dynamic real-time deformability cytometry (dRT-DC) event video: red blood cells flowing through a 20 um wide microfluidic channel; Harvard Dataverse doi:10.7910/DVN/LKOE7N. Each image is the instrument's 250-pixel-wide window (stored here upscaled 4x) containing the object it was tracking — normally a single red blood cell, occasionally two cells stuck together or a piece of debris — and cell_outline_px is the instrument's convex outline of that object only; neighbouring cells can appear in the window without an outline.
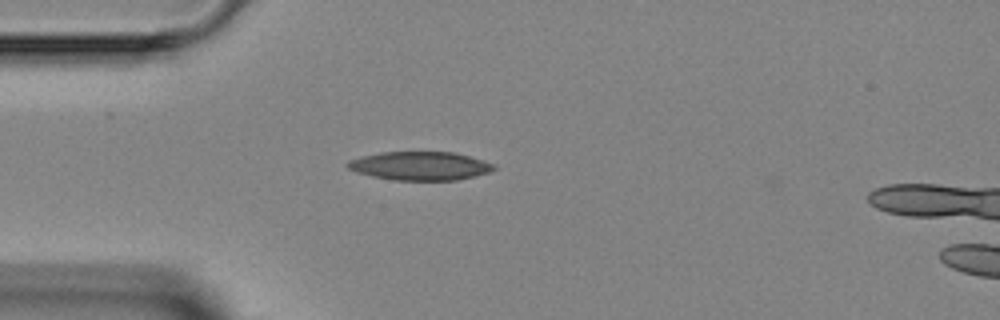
{"species": "Egyptian fruit bat (a non-hibernating species)", "species_latin": "Rousettus aegyptiacus", "temperature_condition": "room temperature", "stored_images_in_passage": 4, "camera_frame_rate_fps": 3000, "um_per_image_px": 0.085, "animal": {"sex": "female"}, "frame": {"image": 1, "passage_image": 3, "time_ms": 2.0, "image_size_px": [1000, 320], "cell_outline_px": [[496, 168], [488, 172], [456, 180], [392, 180], [372, 176], [356, 172], [348, 168], [344, 164], [348, 160], [360, 156], [380, 152], [452, 152], [484, 160], [496, 164]], "centroid_in_image_um": [35.66, 14.09], "position_along_channel_um": 49.3, "area_um2": 24.39}}